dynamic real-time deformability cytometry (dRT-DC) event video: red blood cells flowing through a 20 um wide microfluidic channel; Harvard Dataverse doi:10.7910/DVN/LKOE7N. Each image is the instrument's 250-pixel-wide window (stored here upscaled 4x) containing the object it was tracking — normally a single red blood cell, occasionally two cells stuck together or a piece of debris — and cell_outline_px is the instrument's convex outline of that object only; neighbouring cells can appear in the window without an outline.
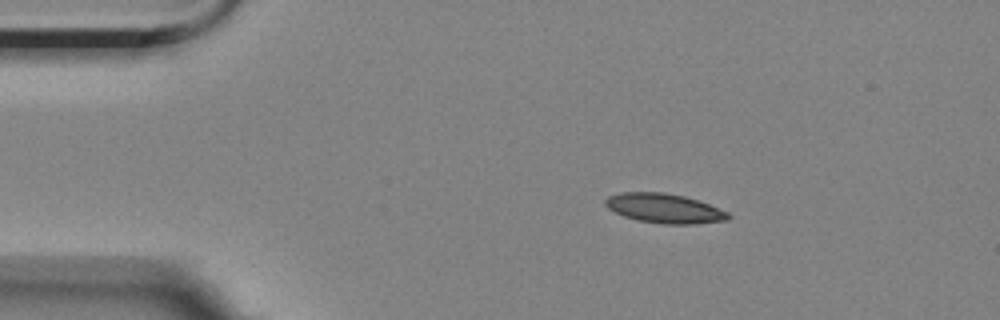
{"species": "Egyptian fruit bat (a non-hibernating species)", "species_latin": "Rousettus aegyptiacus", "temperature_condition": "room temperature", "stored_images_in_passage": 5, "camera_frame_rate_fps": 3000, "um_per_image_px": 0.085, "animal": {"sex": "female"}, "frame": {"image": 1, "passage_image": 2, "time_ms": 1.0, "image_size_px": [1000, 320], "cell_outline_px": [[732, 216], [728, 220], [696, 224], [664, 224], [636, 220], [624, 216], [608, 208], [604, 204], [604, 200], [608, 196], [620, 192], [664, 192], [684, 196], [708, 204], [728, 212]], "centroid_in_image_um": [56.46, 17.71], "position_along_channel_um": 28.5, "area_um2": 21.15}}
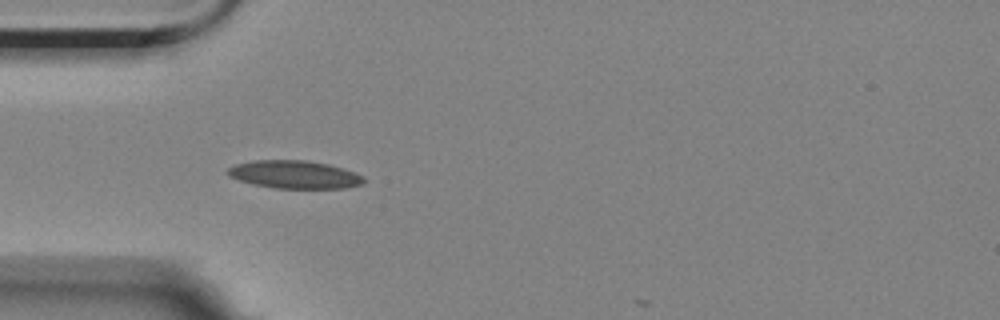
{"frame": {"image": 2, "passage_image": 4, "time_ms": 3.333, "image_size_px": [1000, 320], "cell_outline_px": [[364, 180], [360, 184], [344, 188], [272, 188], [252, 184], [228, 176], [224, 172], [228, 168], [236, 164], [256, 160], [304, 160], [328, 164], [364, 176]], "centroid_in_image_um": [24.96, 14.83], "position_along_channel_um": 60.0, "area_um2": 21.96}}
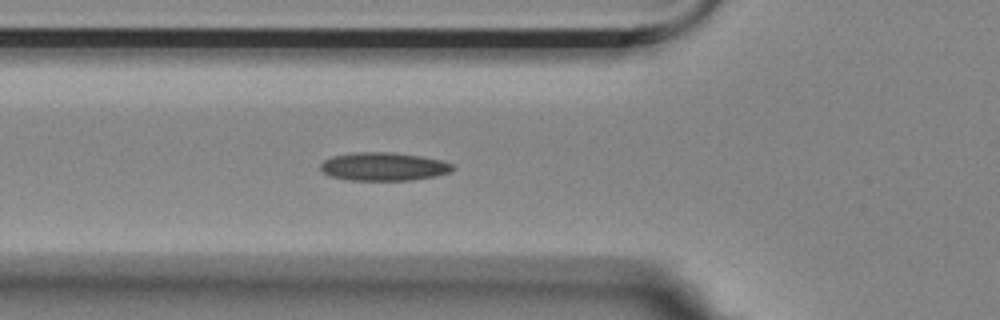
{"frame": {"image": 3, "passage_image": 5, "time_ms": 4.333, "image_size_px": [1000, 320], "cell_outline_px": [[456, 168], [452, 172], [436, 176], [412, 180], [348, 180], [328, 176], [320, 168], [320, 164], [324, 160], [332, 156], [356, 152], [392, 152], [424, 156], [444, 160], [452, 164]], "centroid_in_image_um": [32.66, 14.15], "position_along_channel_um": 93.1, "area_um2": 22.14}}